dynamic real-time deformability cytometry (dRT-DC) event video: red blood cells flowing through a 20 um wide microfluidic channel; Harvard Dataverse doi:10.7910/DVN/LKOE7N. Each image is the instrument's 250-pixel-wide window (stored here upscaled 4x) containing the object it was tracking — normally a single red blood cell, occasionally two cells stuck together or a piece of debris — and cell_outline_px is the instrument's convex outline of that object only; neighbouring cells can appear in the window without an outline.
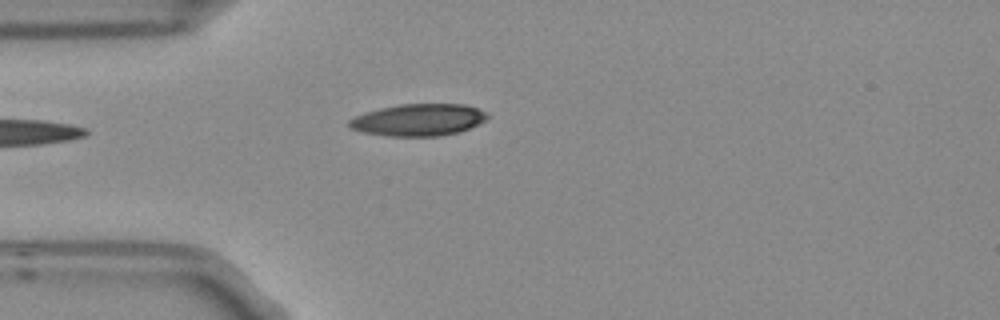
{"species": "Egyptian fruit bat (a non-hibernating species)", "species_latin": "Rousettus aegyptiacus", "temperature_condition": "room temperature", "stored_images_in_passage": 5, "camera_frame_rate_fps": 3000, "um_per_image_px": 0.085, "frame": {"image": 1, "passage_image": 5, "time_ms": 1.333, "image_size_px": [1000, 320], "cell_outline_px": [[488, 116], [484, 120], [460, 132], [440, 136], [388, 136], [360, 132], [348, 128], [348, 120], [364, 112], [380, 108], [400, 104], [464, 104], [488, 112]], "centroid_in_image_um": [35.52, 10.19], "position_along_channel_um": 49.5, "area_um2": 25.84}}